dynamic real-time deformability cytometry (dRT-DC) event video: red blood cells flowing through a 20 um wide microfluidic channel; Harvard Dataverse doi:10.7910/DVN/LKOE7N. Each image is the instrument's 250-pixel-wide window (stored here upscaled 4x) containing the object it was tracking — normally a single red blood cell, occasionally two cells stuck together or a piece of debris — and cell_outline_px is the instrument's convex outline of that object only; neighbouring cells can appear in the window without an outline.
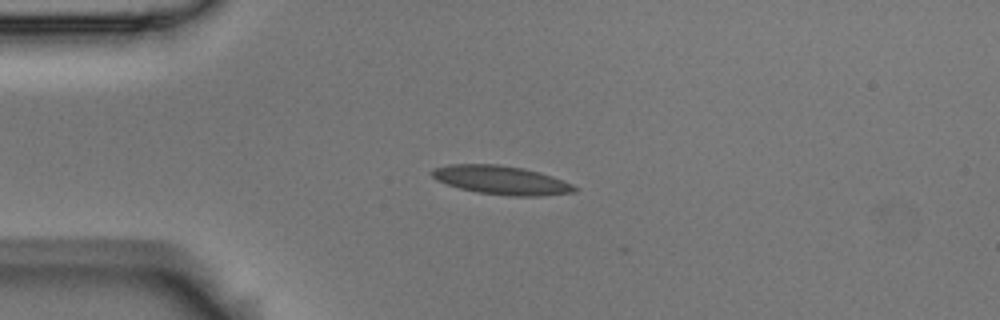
{"species": "Egyptian fruit bat (a non-hibernating species)", "species_latin": "Rousettus aegyptiacus", "temperature_condition": "room temperature", "stored_images_in_passage": 14, "camera_frame_rate_fps": 3000, "um_per_image_px": 0.085, "animal": {"sex": "male"}, "frame": {"image": 1, "passage_image": 13, "time_ms": 4.0, "image_size_px": [1000, 320], "cell_outline_px": [[580, 188], [576, 192], [544, 196], [508, 196], [476, 192], [460, 188], [436, 180], [428, 172], [432, 168], [448, 164], [500, 164], [524, 168], [540, 172], [552, 176], [572, 184]], "centroid_in_image_um": [42.61, 15.31], "position_along_channel_um": 42.4, "area_um2": 24.22}}